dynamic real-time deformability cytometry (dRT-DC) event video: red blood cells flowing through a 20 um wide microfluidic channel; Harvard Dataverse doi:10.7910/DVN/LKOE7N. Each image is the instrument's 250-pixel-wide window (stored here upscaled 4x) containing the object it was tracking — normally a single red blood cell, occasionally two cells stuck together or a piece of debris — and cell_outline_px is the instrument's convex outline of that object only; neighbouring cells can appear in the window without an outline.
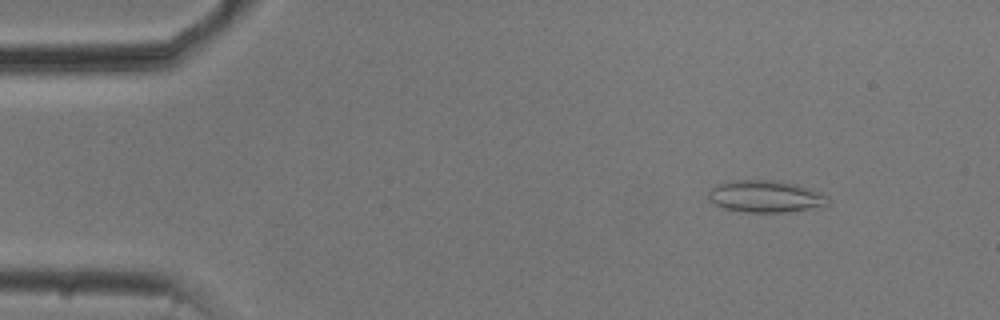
{"species": "common noctule bat (a hibernating species)", "species_latin": "Nyctalus noctula", "temperature_condition": "cold", "stored_images_in_passage": 53, "camera_frame_rate_fps": 3000, "um_per_image_px": 0.085, "animal": {"sex": "male", "body_mass_g": 20.5, "forearm_length_mm": 52.5}, "frame": {"image": 1, "passage_image": 6, "time_ms": 1.667, "image_size_px": [1000, 320], "cell_outline_px": [[832, 200], [828, 208], [792, 212], [744, 212], [724, 208], [708, 200], [708, 192], [716, 184], [728, 180], [780, 180], [812, 188], [828, 196]], "centroid_in_image_um": [65.19, 16.7], "position_along_channel_um": 19.8, "area_um2": 23.24}}
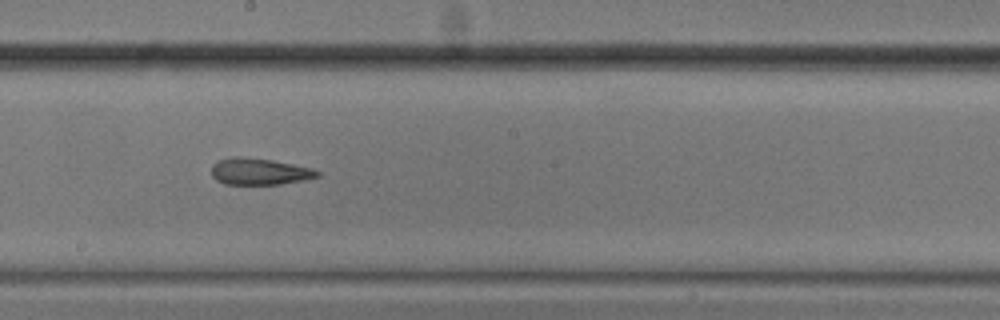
{"frame": {"image": 2, "passage_image": 29, "time_ms": 9.333, "image_size_px": [1000, 320], "cell_outline_px": [[320, 176], [304, 180], [280, 184], [224, 184], [216, 180], [212, 176], [212, 164], [216, 160], [232, 156], [236, 156], [272, 160], [312, 168], [320, 172]], "centroid_in_image_um": [22.02, 14.57], "position_along_channel_um": 226.2, "area_um2": 16.47}}
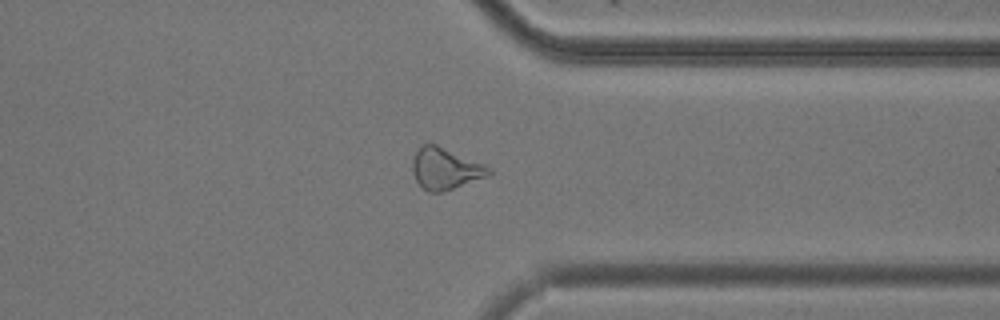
{"frame": {"image": 3, "passage_image": 41, "time_ms": 13.333, "image_size_px": [1000, 320], "cell_outline_px": [[492, 172], [488, 176], [440, 192], [428, 192], [416, 180], [412, 172], [412, 160], [420, 144], [436, 144], [484, 164], [492, 168]], "centroid_in_image_um": [37.84, 14.32], "position_along_channel_um": 373.6, "area_um2": 18.26}, "authors_computed_cell_mechanics": {"area_um2": 18.7272, "velocity_mm_per_s": 3.761, "shape_relaxation_time_tau1_ms": null, "shape_relaxation_time_tau2_ms": 4.3528, "deformation_change_tau1": null, "deformation_change_tau2": 0.1433}}